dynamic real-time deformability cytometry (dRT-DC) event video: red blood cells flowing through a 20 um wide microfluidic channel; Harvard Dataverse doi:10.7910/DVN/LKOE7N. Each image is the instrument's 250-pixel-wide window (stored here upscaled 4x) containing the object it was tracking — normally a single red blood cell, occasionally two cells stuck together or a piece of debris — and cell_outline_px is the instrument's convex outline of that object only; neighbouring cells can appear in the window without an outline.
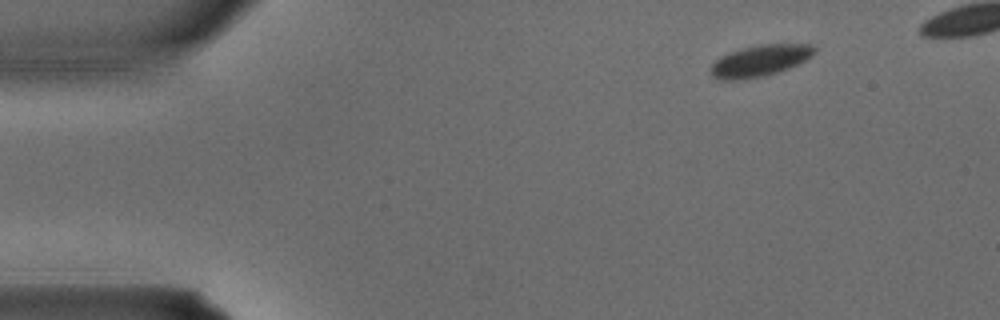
{"species": "common noctule bat (a hibernating species)", "species_latin": "Nyctalus noctula", "temperature_condition": "warm", "stored_images_in_passage": 3, "camera_frame_rate_fps": 3000, "um_per_image_px": 0.085, "animal": {"sex": "male", "body_mass_g": 15.6}, "frame": {"image": 1, "passage_image": 1, "time_ms": 0.0, "image_size_px": [1000, 320], "cell_outline_px": [[816, 52], [812, 56], [788, 68], [764, 76], [736, 80], [720, 80], [712, 76], [708, 68], [720, 56], [744, 48], [760, 44], [816, 44]], "centroid_in_image_um": [64.59, 5.16], "position_along_channel_um": 20.4, "area_um2": 18.9}}